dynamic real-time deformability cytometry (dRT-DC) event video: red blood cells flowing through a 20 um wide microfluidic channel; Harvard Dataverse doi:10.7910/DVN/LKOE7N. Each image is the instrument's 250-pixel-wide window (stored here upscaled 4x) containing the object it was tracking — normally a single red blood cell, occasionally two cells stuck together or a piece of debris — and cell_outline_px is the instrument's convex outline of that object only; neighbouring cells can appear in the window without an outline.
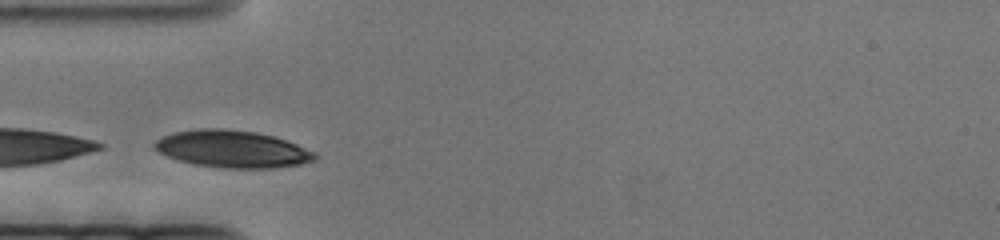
{"species": "human", "species_latin": "Homo sapiens", "temperature_condition": "cold", "stored_images_in_passage": 8, "camera_frame_rate_fps": 3000, "um_per_image_px": 0.085, "donor": {"sex": "female"}, "frame": {"image": 1, "passage_image": 1, "time_ms": 0.0, "image_size_px": [1000, 240], "cell_outline_px": [[320, 156], [316, 160], [300, 164], [276, 168], [224, 168], [196, 164], [180, 160], [168, 156], [152, 148], [152, 144], [156, 140], [172, 132], [200, 128], [224, 128], [256, 132], [272, 136], [296, 144], [316, 152]], "centroid_in_image_um": [19.76, 12.66], "position_along_channel_um": 65.2, "area_um2": 34.8}}
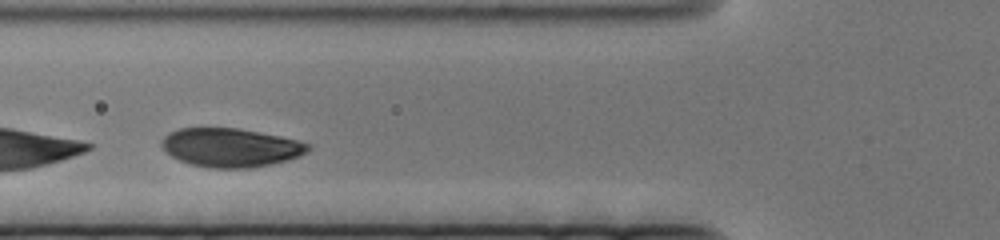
{"frame": {"image": 2, "passage_image": 6, "time_ms": 1.667, "image_size_px": [1000, 240], "cell_outline_px": [[312, 148], [308, 152], [300, 156], [288, 160], [252, 168], [212, 168], [192, 164], [180, 160], [172, 156], [160, 144], [160, 140], [168, 132], [180, 128], [240, 128], [300, 140], [312, 144]], "centroid_in_image_um": [19.65, 12.53], "position_along_channel_um": 106.1, "area_um2": 33.29}}